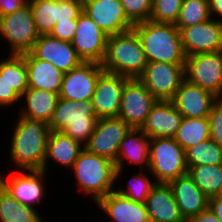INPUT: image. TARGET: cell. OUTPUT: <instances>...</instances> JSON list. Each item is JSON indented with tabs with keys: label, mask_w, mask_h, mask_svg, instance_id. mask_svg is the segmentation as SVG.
I'll list each match as a JSON object with an SVG mask.
<instances>
[{
	"label": "cell",
	"mask_w": 222,
	"mask_h": 222,
	"mask_svg": "<svg viewBox=\"0 0 222 222\" xmlns=\"http://www.w3.org/2000/svg\"><path fill=\"white\" fill-rule=\"evenodd\" d=\"M187 222H220L216 215L212 212L210 208L205 211L200 212L198 215L193 216Z\"/></svg>",
	"instance_id": "cell-42"
},
{
	"label": "cell",
	"mask_w": 222,
	"mask_h": 222,
	"mask_svg": "<svg viewBox=\"0 0 222 222\" xmlns=\"http://www.w3.org/2000/svg\"><path fill=\"white\" fill-rule=\"evenodd\" d=\"M53 1L62 2V1H83V0H53Z\"/></svg>",
	"instance_id": "cell-45"
},
{
	"label": "cell",
	"mask_w": 222,
	"mask_h": 222,
	"mask_svg": "<svg viewBox=\"0 0 222 222\" xmlns=\"http://www.w3.org/2000/svg\"><path fill=\"white\" fill-rule=\"evenodd\" d=\"M209 12L213 19L222 21V0H208Z\"/></svg>",
	"instance_id": "cell-44"
},
{
	"label": "cell",
	"mask_w": 222,
	"mask_h": 222,
	"mask_svg": "<svg viewBox=\"0 0 222 222\" xmlns=\"http://www.w3.org/2000/svg\"><path fill=\"white\" fill-rule=\"evenodd\" d=\"M77 27V19H70V21L57 22L50 32L52 37L58 38L62 41L72 42Z\"/></svg>",
	"instance_id": "cell-40"
},
{
	"label": "cell",
	"mask_w": 222,
	"mask_h": 222,
	"mask_svg": "<svg viewBox=\"0 0 222 222\" xmlns=\"http://www.w3.org/2000/svg\"><path fill=\"white\" fill-rule=\"evenodd\" d=\"M21 55L27 66L28 88L55 92L59 95L64 73L53 64L37 59L31 52Z\"/></svg>",
	"instance_id": "cell-27"
},
{
	"label": "cell",
	"mask_w": 222,
	"mask_h": 222,
	"mask_svg": "<svg viewBox=\"0 0 222 222\" xmlns=\"http://www.w3.org/2000/svg\"><path fill=\"white\" fill-rule=\"evenodd\" d=\"M147 63L142 43L134 29L108 36L101 62L105 72L134 79L142 74Z\"/></svg>",
	"instance_id": "cell-4"
},
{
	"label": "cell",
	"mask_w": 222,
	"mask_h": 222,
	"mask_svg": "<svg viewBox=\"0 0 222 222\" xmlns=\"http://www.w3.org/2000/svg\"><path fill=\"white\" fill-rule=\"evenodd\" d=\"M75 179L76 188L84 195H89L96 203L101 197L114 191L116 184L115 162L88 152L85 148L70 169Z\"/></svg>",
	"instance_id": "cell-3"
},
{
	"label": "cell",
	"mask_w": 222,
	"mask_h": 222,
	"mask_svg": "<svg viewBox=\"0 0 222 222\" xmlns=\"http://www.w3.org/2000/svg\"><path fill=\"white\" fill-rule=\"evenodd\" d=\"M185 150L174 138H150L149 172L157 183L187 174Z\"/></svg>",
	"instance_id": "cell-6"
},
{
	"label": "cell",
	"mask_w": 222,
	"mask_h": 222,
	"mask_svg": "<svg viewBox=\"0 0 222 222\" xmlns=\"http://www.w3.org/2000/svg\"><path fill=\"white\" fill-rule=\"evenodd\" d=\"M153 0H121L125 15L133 23L150 19Z\"/></svg>",
	"instance_id": "cell-37"
},
{
	"label": "cell",
	"mask_w": 222,
	"mask_h": 222,
	"mask_svg": "<svg viewBox=\"0 0 222 222\" xmlns=\"http://www.w3.org/2000/svg\"><path fill=\"white\" fill-rule=\"evenodd\" d=\"M133 29L140 38L147 62L185 65L187 56L175 24L147 20L134 24Z\"/></svg>",
	"instance_id": "cell-2"
},
{
	"label": "cell",
	"mask_w": 222,
	"mask_h": 222,
	"mask_svg": "<svg viewBox=\"0 0 222 222\" xmlns=\"http://www.w3.org/2000/svg\"><path fill=\"white\" fill-rule=\"evenodd\" d=\"M108 35L84 12L77 18L72 46L83 62L101 63L106 52Z\"/></svg>",
	"instance_id": "cell-13"
},
{
	"label": "cell",
	"mask_w": 222,
	"mask_h": 222,
	"mask_svg": "<svg viewBox=\"0 0 222 222\" xmlns=\"http://www.w3.org/2000/svg\"><path fill=\"white\" fill-rule=\"evenodd\" d=\"M210 138V127L207 117L182 118L174 140L186 150Z\"/></svg>",
	"instance_id": "cell-31"
},
{
	"label": "cell",
	"mask_w": 222,
	"mask_h": 222,
	"mask_svg": "<svg viewBox=\"0 0 222 222\" xmlns=\"http://www.w3.org/2000/svg\"><path fill=\"white\" fill-rule=\"evenodd\" d=\"M27 3V0H0V16L12 14Z\"/></svg>",
	"instance_id": "cell-41"
},
{
	"label": "cell",
	"mask_w": 222,
	"mask_h": 222,
	"mask_svg": "<svg viewBox=\"0 0 222 222\" xmlns=\"http://www.w3.org/2000/svg\"><path fill=\"white\" fill-rule=\"evenodd\" d=\"M37 32L50 34L60 21L77 19L83 12V1L28 0Z\"/></svg>",
	"instance_id": "cell-16"
},
{
	"label": "cell",
	"mask_w": 222,
	"mask_h": 222,
	"mask_svg": "<svg viewBox=\"0 0 222 222\" xmlns=\"http://www.w3.org/2000/svg\"><path fill=\"white\" fill-rule=\"evenodd\" d=\"M83 12L108 36L133 29L121 0H83Z\"/></svg>",
	"instance_id": "cell-17"
},
{
	"label": "cell",
	"mask_w": 222,
	"mask_h": 222,
	"mask_svg": "<svg viewBox=\"0 0 222 222\" xmlns=\"http://www.w3.org/2000/svg\"><path fill=\"white\" fill-rule=\"evenodd\" d=\"M0 222H46L40 210L20 204L0 185Z\"/></svg>",
	"instance_id": "cell-29"
},
{
	"label": "cell",
	"mask_w": 222,
	"mask_h": 222,
	"mask_svg": "<svg viewBox=\"0 0 222 222\" xmlns=\"http://www.w3.org/2000/svg\"><path fill=\"white\" fill-rule=\"evenodd\" d=\"M138 171V173L131 176L132 178L128 179L126 187H121L120 185L119 188V186H116L117 188L115 189V191L127 198H130L135 202L145 203L146 198L157 182L155 179H152L151 176H148L152 175L149 170H147V172L146 170Z\"/></svg>",
	"instance_id": "cell-34"
},
{
	"label": "cell",
	"mask_w": 222,
	"mask_h": 222,
	"mask_svg": "<svg viewBox=\"0 0 222 222\" xmlns=\"http://www.w3.org/2000/svg\"><path fill=\"white\" fill-rule=\"evenodd\" d=\"M212 18L208 0H183L175 26L178 30L196 25Z\"/></svg>",
	"instance_id": "cell-35"
},
{
	"label": "cell",
	"mask_w": 222,
	"mask_h": 222,
	"mask_svg": "<svg viewBox=\"0 0 222 222\" xmlns=\"http://www.w3.org/2000/svg\"><path fill=\"white\" fill-rule=\"evenodd\" d=\"M30 52L37 59L53 64L63 73L69 72L83 62L71 42L62 41L50 34L39 35Z\"/></svg>",
	"instance_id": "cell-19"
},
{
	"label": "cell",
	"mask_w": 222,
	"mask_h": 222,
	"mask_svg": "<svg viewBox=\"0 0 222 222\" xmlns=\"http://www.w3.org/2000/svg\"><path fill=\"white\" fill-rule=\"evenodd\" d=\"M187 174L209 198L220 195L222 188V164L187 167Z\"/></svg>",
	"instance_id": "cell-30"
},
{
	"label": "cell",
	"mask_w": 222,
	"mask_h": 222,
	"mask_svg": "<svg viewBox=\"0 0 222 222\" xmlns=\"http://www.w3.org/2000/svg\"><path fill=\"white\" fill-rule=\"evenodd\" d=\"M150 222H187L168 183H156L145 201Z\"/></svg>",
	"instance_id": "cell-25"
},
{
	"label": "cell",
	"mask_w": 222,
	"mask_h": 222,
	"mask_svg": "<svg viewBox=\"0 0 222 222\" xmlns=\"http://www.w3.org/2000/svg\"><path fill=\"white\" fill-rule=\"evenodd\" d=\"M158 100L137 79H129L124 86L118 117L131 128H140Z\"/></svg>",
	"instance_id": "cell-11"
},
{
	"label": "cell",
	"mask_w": 222,
	"mask_h": 222,
	"mask_svg": "<svg viewBox=\"0 0 222 222\" xmlns=\"http://www.w3.org/2000/svg\"><path fill=\"white\" fill-rule=\"evenodd\" d=\"M98 118L91 101L59 98L48 123L50 131H62L85 146L93 134Z\"/></svg>",
	"instance_id": "cell-5"
},
{
	"label": "cell",
	"mask_w": 222,
	"mask_h": 222,
	"mask_svg": "<svg viewBox=\"0 0 222 222\" xmlns=\"http://www.w3.org/2000/svg\"><path fill=\"white\" fill-rule=\"evenodd\" d=\"M210 138L222 148V100H217L208 115Z\"/></svg>",
	"instance_id": "cell-38"
},
{
	"label": "cell",
	"mask_w": 222,
	"mask_h": 222,
	"mask_svg": "<svg viewBox=\"0 0 222 222\" xmlns=\"http://www.w3.org/2000/svg\"><path fill=\"white\" fill-rule=\"evenodd\" d=\"M4 174L0 173V185L20 204L36 209L46 197V171L19 169L15 174Z\"/></svg>",
	"instance_id": "cell-8"
},
{
	"label": "cell",
	"mask_w": 222,
	"mask_h": 222,
	"mask_svg": "<svg viewBox=\"0 0 222 222\" xmlns=\"http://www.w3.org/2000/svg\"><path fill=\"white\" fill-rule=\"evenodd\" d=\"M187 167L222 164V148L211 138L185 150Z\"/></svg>",
	"instance_id": "cell-33"
},
{
	"label": "cell",
	"mask_w": 222,
	"mask_h": 222,
	"mask_svg": "<svg viewBox=\"0 0 222 222\" xmlns=\"http://www.w3.org/2000/svg\"><path fill=\"white\" fill-rule=\"evenodd\" d=\"M20 96L10 87L6 80V72H0V108L13 107L20 105Z\"/></svg>",
	"instance_id": "cell-39"
},
{
	"label": "cell",
	"mask_w": 222,
	"mask_h": 222,
	"mask_svg": "<svg viewBox=\"0 0 222 222\" xmlns=\"http://www.w3.org/2000/svg\"><path fill=\"white\" fill-rule=\"evenodd\" d=\"M39 35L29 3L12 14L0 16V37L8 42L9 54L30 52Z\"/></svg>",
	"instance_id": "cell-7"
},
{
	"label": "cell",
	"mask_w": 222,
	"mask_h": 222,
	"mask_svg": "<svg viewBox=\"0 0 222 222\" xmlns=\"http://www.w3.org/2000/svg\"><path fill=\"white\" fill-rule=\"evenodd\" d=\"M17 118L12 127L11 141H8L11 142L8 155L13 163L12 168L42 170L50 128L42 120Z\"/></svg>",
	"instance_id": "cell-1"
},
{
	"label": "cell",
	"mask_w": 222,
	"mask_h": 222,
	"mask_svg": "<svg viewBox=\"0 0 222 222\" xmlns=\"http://www.w3.org/2000/svg\"><path fill=\"white\" fill-rule=\"evenodd\" d=\"M168 184L186 221L209 208V197L199 189L188 174L177 177Z\"/></svg>",
	"instance_id": "cell-24"
},
{
	"label": "cell",
	"mask_w": 222,
	"mask_h": 222,
	"mask_svg": "<svg viewBox=\"0 0 222 222\" xmlns=\"http://www.w3.org/2000/svg\"><path fill=\"white\" fill-rule=\"evenodd\" d=\"M131 127L119 117L98 119L95 130L84 148L99 156L116 161L121 141Z\"/></svg>",
	"instance_id": "cell-12"
},
{
	"label": "cell",
	"mask_w": 222,
	"mask_h": 222,
	"mask_svg": "<svg viewBox=\"0 0 222 222\" xmlns=\"http://www.w3.org/2000/svg\"><path fill=\"white\" fill-rule=\"evenodd\" d=\"M183 0H153L151 21L175 24L180 14Z\"/></svg>",
	"instance_id": "cell-36"
},
{
	"label": "cell",
	"mask_w": 222,
	"mask_h": 222,
	"mask_svg": "<svg viewBox=\"0 0 222 222\" xmlns=\"http://www.w3.org/2000/svg\"><path fill=\"white\" fill-rule=\"evenodd\" d=\"M218 99H219V100H222V93H221V95L218 97Z\"/></svg>",
	"instance_id": "cell-46"
},
{
	"label": "cell",
	"mask_w": 222,
	"mask_h": 222,
	"mask_svg": "<svg viewBox=\"0 0 222 222\" xmlns=\"http://www.w3.org/2000/svg\"><path fill=\"white\" fill-rule=\"evenodd\" d=\"M209 208L220 220V222H222V196L218 195L209 198Z\"/></svg>",
	"instance_id": "cell-43"
},
{
	"label": "cell",
	"mask_w": 222,
	"mask_h": 222,
	"mask_svg": "<svg viewBox=\"0 0 222 222\" xmlns=\"http://www.w3.org/2000/svg\"><path fill=\"white\" fill-rule=\"evenodd\" d=\"M218 100L213 93L184 80L170 100L184 118L208 117Z\"/></svg>",
	"instance_id": "cell-20"
},
{
	"label": "cell",
	"mask_w": 222,
	"mask_h": 222,
	"mask_svg": "<svg viewBox=\"0 0 222 222\" xmlns=\"http://www.w3.org/2000/svg\"><path fill=\"white\" fill-rule=\"evenodd\" d=\"M182 118L171 101H157L140 129L149 138H174Z\"/></svg>",
	"instance_id": "cell-23"
},
{
	"label": "cell",
	"mask_w": 222,
	"mask_h": 222,
	"mask_svg": "<svg viewBox=\"0 0 222 222\" xmlns=\"http://www.w3.org/2000/svg\"><path fill=\"white\" fill-rule=\"evenodd\" d=\"M0 59V72H6L10 87L21 97L28 89L27 66L22 55L7 54Z\"/></svg>",
	"instance_id": "cell-32"
},
{
	"label": "cell",
	"mask_w": 222,
	"mask_h": 222,
	"mask_svg": "<svg viewBox=\"0 0 222 222\" xmlns=\"http://www.w3.org/2000/svg\"><path fill=\"white\" fill-rule=\"evenodd\" d=\"M179 31L186 56L222 50V21L210 18Z\"/></svg>",
	"instance_id": "cell-15"
},
{
	"label": "cell",
	"mask_w": 222,
	"mask_h": 222,
	"mask_svg": "<svg viewBox=\"0 0 222 222\" xmlns=\"http://www.w3.org/2000/svg\"><path fill=\"white\" fill-rule=\"evenodd\" d=\"M104 72L101 63L82 62L64 73L59 98L72 101H91L99 76Z\"/></svg>",
	"instance_id": "cell-14"
},
{
	"label": "cell",
	"mask_w": 222,
	"mask_h": 222,
	"mask_svg": "<svg viewBox=\"0 0 222 222\" xmlns=\"http://www.w3.org/2000/svg\"><path fill=\"white\" fill-rule=\"evenodd\" d=\"M129 79L105 71L99 76L91 99L98 119L118 117L124 86Z\"/></svg>",
	"instance_id": "cell-18"
},
{
	"label": "cell",
	"mask_w": 222,
	"mask_h": 222,
	"mask_svg": "<svg viewBox=\"0 0 222 222\" xmlns=\"http://www.w3.org/2000/svg\"><path fill=\"white\" fill-rule=\"evenodd\" d=\"M184 74L187 82L219 97L222 93V50L187 56Z\"/></svg>",
	"instance_id": "cell-9"
},
{
	"label": "cell",
	"mask_w": 222,
	"mask_h": 222,
	"mask_svg": "<svg viewBox=\"0 0 222 222\" xmlns=\"http://www.w3.org/2000/svg\"><path fill=\"white\" fill-rule=\"evenodd\" d=\"M83 149L84 146L81 143L62 131H50L42 170L48 173V165L51 161L56 162L55 164L61 166V169L70 170Z\"/></svg>",
	"instance_id": "cell-26"
},
{
	"label": "cell",
	"mask_w": 222,
	"mask_h": 222,
	"mask_svg": "<svg viewBox=\"0 0 222 222\" xmlns=\"http://www.w3.org/2000/svg\"><path fill=\"white\" fill-rule=\"evenodd\" d=\"M149 148L150 138L140 128H131L120 143L115 161L118 182L126 168V162L127 165H139L138 170L149 169Z\"/></svg>",
	"instance_id": "cell-21"
},
{
	"label": "cell",
	"mask_w": 222,
	"mask_h": 222,
	"mask_svg": "<svg viewBox=\"0 0 222 222\" xmlns=\"http://www.w3.org/2000/svg\"><path fill=\"white\" fill-rule=\"evenodd\" d=\"M137 79L158 101H170L185 80L184 65L148 62Z\"/></svg>",
	"instance_id": "cell-10"
},
{
	"label": "cell",
	"mask_w": 222,
	"mask_h": 222,
	"mask_svg": "<svg viewBox=\"0 0 222 222\" xmlns=\"http://www.w3.org/2000/svg\"><path fill=\"white\" fill-rule=\"evenodd\" d=\"M58 99L59 95L55 92L28 88L20 97L21 104L24 105L19 106L18 116L42 120L48 124Z\"/></svg>",
	"instance_id": "cell-28"
},
{
	"label": "cell",
	"mask_w": 222,
	"mask_h": 222,
	"mask_svg": "<svg viewBox=\"0 0 222 222\" xmlns=\"http://www.w3.org/2000/svg\"><path fill=\"white\" fill-rule=\"evenodd\" d=\"M95 204L106 215L105 218L108 217L106 222H150L145 203L135 202L115 190Z\"/></svg>",
	"instance_id": "cell-22"
}]
</instances>
